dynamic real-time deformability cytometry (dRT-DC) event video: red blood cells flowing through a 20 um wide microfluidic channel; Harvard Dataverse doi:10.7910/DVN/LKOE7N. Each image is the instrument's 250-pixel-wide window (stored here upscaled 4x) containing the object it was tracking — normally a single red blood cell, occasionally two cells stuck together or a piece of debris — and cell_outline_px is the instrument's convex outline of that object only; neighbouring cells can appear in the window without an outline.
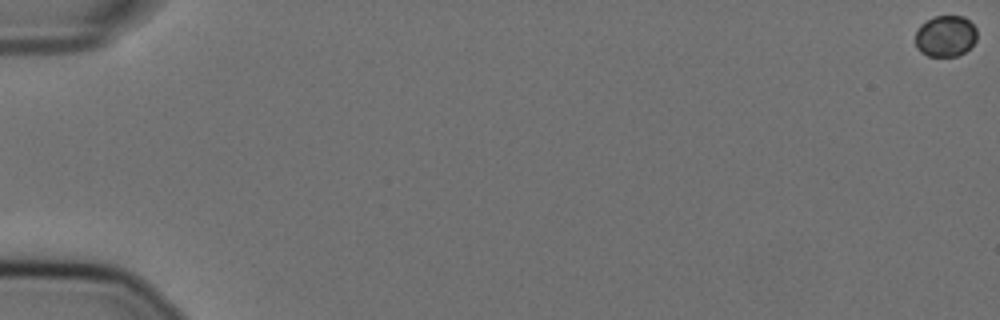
{"species": "Egyptian fruit bat (a non-hibernating species)", "species_latin": "Rousettus aegyptiacus", "temperature_condition": "cold", "stored_images_in_passage": 59, "camera_frame_rate_fps": 3000, "um_per_image_px": 0.085, "animal": {"sex": "female"}, "frame": {"image": 1, "passage_image": 1, "time_ms": 0.0, "image_size_px": [1000, 320], "cell_outline_px": [[976, 40], [964, 52], [956, 56], [928, 56], [920, 52], [916, 48], [916, 32], [920, 24], [936, 16], [964, 16], [976, 28]], "centroid_in_image_um": [80.35, 3.07], "position_along_channel_um": 4.6, "area_um2": 14.74}}
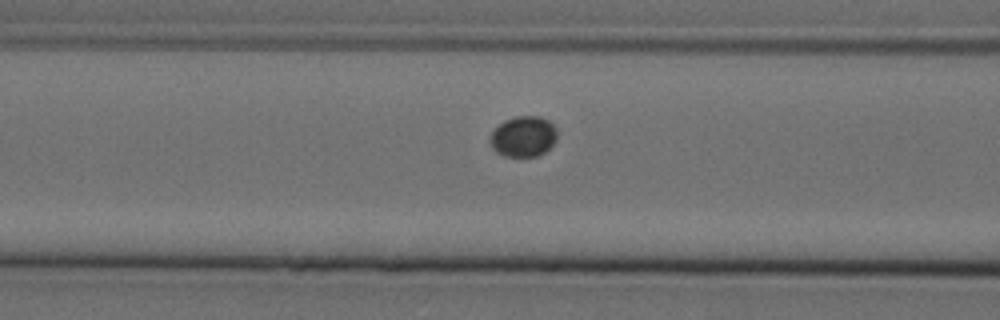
{"frame": {"image": 2, "passage_image": 26, "time_ms": 8.333, "image_size_px": [1000, 320], "cell_outline_px": [[556, 140], [544, 152], [536, 156], [504, 156], [496, 152], [492, 148], [488, 140], [492, 132], [504, 120], [516, 116], [540, 116], [548, 120], [556, 128]], "centroid_in_image_um": [44.46, 11.59], "position_along_channel_um": 122.1, "area_um2": 15.84}}
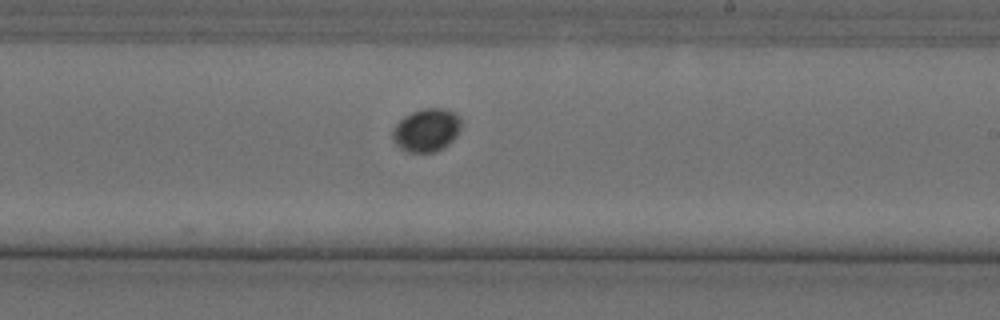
{"frame": {"image": 3, "passage_image": 37, "time_ms": 12.0, "image_size_px": [1000, 320], "cell_outline_px": [[464, 120], [456, 136], [448, 144], [432, 152], [408, 152], [400, 148], [392, 140], [392, 128], [404, 116], [412, 112], [424, 108], [444, 108], [456, 112]], "centroid_in_image_um": [36.27, 11.03], "position_along_channel_um": 252.7, "area_um2": 17.4}}